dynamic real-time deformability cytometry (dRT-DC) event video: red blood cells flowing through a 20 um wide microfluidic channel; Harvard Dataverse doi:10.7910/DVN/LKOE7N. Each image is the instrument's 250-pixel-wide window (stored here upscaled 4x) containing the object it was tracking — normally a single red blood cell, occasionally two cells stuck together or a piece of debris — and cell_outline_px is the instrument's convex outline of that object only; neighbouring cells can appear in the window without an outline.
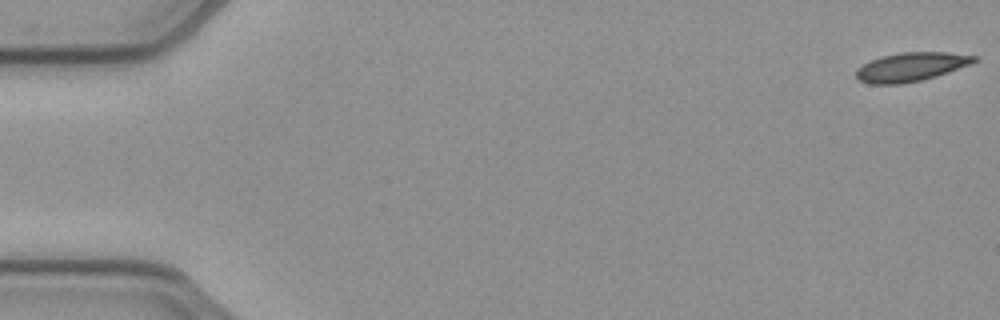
{"species": "common noctule bat (a hibernating species)", "species_latin": "Nyctalus noctula", "temperature_condition": "cold", "stored_images_in_passage": 52, "camera_frame_rate_fps": 3000, "um_per_image_px": 0.085, "animal": {"sex": "female", "body_mass_g": 21.9}, "frame": {"image": 1, "passage_image": 1, "time_ms": 0.0, "image_size_px": [1000, 320], "cell_outline_px": [[976, 60], [968, 64], [948, 72], [936, 76], [904, 84], [872, 84], [860, 80], [856, 76], [856, 68], [880, 56], [900, 52], [948, 52], [976, 56]], "centroid_in_image_um": [77.39, 5.68], "position_along_channel_um": 7.6, "area_um2": 19.59}}
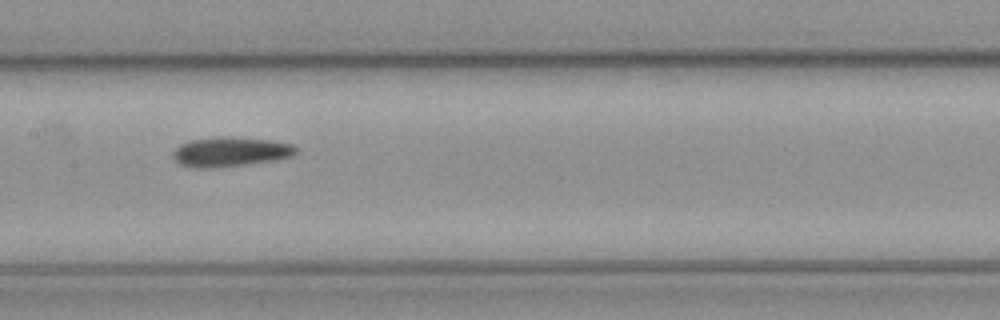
{"frame": {"image": 2, "passage_image": 26, "time_ms": 8.333, "image_size_px": [1000, 320], "cell_outline_px": [[296, 152], [292, 156], [276, 160], [212, 168], [196, 168], [180, 164], [172, 156], [172, 152], [180, 144], [188, 140], [228, 136], [232, 136], [272, 140], [292, 144], [296, 148]], "centroid_in_image_um": [19.57, 12.89], "position_along_channel_um": 187.8, "area_um2": 21.21}}
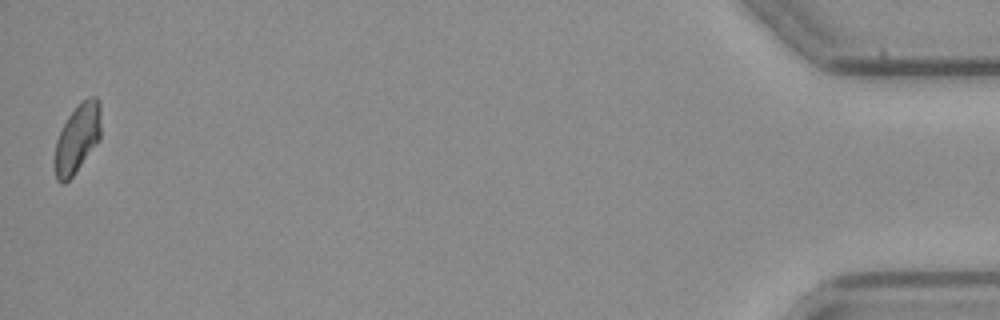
{"frame": {"image": 3, "passage_image": 52, "time_ms": 17.0, "image_size_px": [1000, 320], "cell_outline_px": [[100, 140], [72, 176], [64, 184], [60, 184], [56, 180], [56, 140], [68, 116], [88, 96], [96, 96], [100, 104]], "centroid_in_image_um": [6.6, 11.76], "position_along_channel_um": 428.6, "area_um2": 18.09}, "authors_computed_cell_mechanics": {"area_um2": 20.1144, "velocity_mm_per_s": 3.9208, "shape_relaxation_time_tau1_ms": 3.7199, "shape_relaxation_time_tau2_ms": 5.878, "deformation_change_tau1": 0.0989, "deformation_change_tau2": 0.1274}}